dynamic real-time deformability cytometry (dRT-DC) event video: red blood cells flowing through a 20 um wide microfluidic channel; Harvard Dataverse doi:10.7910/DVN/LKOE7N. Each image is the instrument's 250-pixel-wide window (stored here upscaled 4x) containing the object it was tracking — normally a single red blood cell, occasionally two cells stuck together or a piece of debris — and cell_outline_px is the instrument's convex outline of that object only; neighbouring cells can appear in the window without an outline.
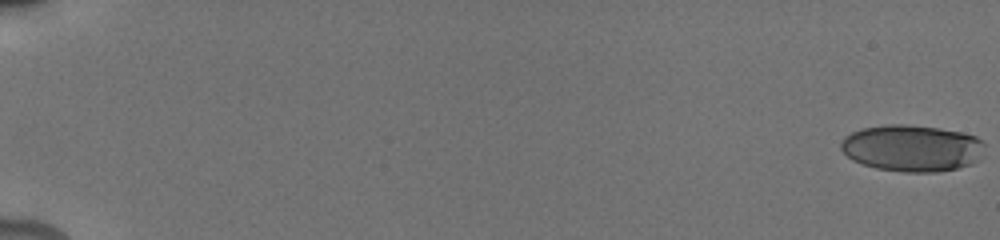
{"species": "human", "species_latin": "Homo sapiens", "temperature_condition": "cold", "stored_images_in_passage": 42, "camera_frame_rate_fps": 3000, "um_per_image_px": 0.085, "donor": {"sex": "male"}, "frame": {"image": 1, "passage_image": 1, "time_ms": 0.0, "image_size_px": [1000, 240], "cell_outline_px": [[984, 144], [976, 160], [972, 164], [956, 168], [936, 172], [904, 172], [876, 168], [852, 160], [840, 148], [840, 140], [844, 136], [852, 132], [864, 128], [888, 124], [908, 124], [940, 128], [960, 132], [976, 136]], "centroid_in_image_um": [77.47, 12.58], "position_along_channel_um": 7.5, "area_um2": 38.9}}
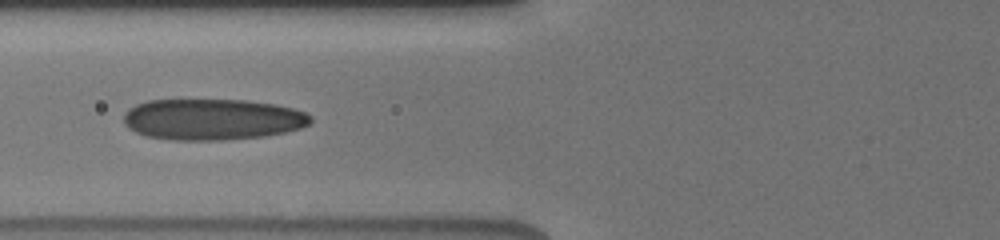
{"frame": {"image": 2, "passage_image": 22, "time_ms": 8.0, "image_size_px": [1000, 240], "cell_outline_px": [[312, 120], [308, 124], [300, 128], [284, 132], [264, 136], [224, 140], [172, 140], [148, 136], [136, 132], [128, 128], [124, 124], [124, 112], [128, 108], [136, 104], [148, 100], [248, 100], [276, 104], [308, 112], [312, 116]], "centroid_in_image_um": [18.05, 10.14], "position_along_channel_um": 107.7, "area_um2": 45.08}}
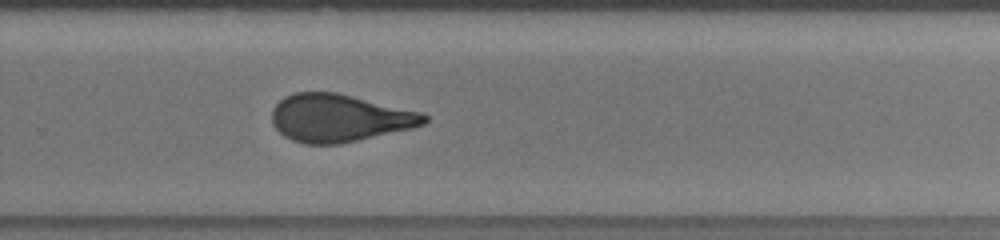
{"frame": {"image": 3, "passage_image": 42, "time_ms": 13.0, "image_size_px": [1000, 240], "cell_outline_px": [[428, 120], [424, 124], [412, 128], [340, 144], [304, 144], [292, 140], [284, 136], [272, 124], [272, 108], [284, 96], [296, 92], [336, 92], [424, 112], [428, 116]], "centroid_in_image_um": [28.85, 10.03], "position_along_channel_um": 301.0, "area_um2": 42.48}}